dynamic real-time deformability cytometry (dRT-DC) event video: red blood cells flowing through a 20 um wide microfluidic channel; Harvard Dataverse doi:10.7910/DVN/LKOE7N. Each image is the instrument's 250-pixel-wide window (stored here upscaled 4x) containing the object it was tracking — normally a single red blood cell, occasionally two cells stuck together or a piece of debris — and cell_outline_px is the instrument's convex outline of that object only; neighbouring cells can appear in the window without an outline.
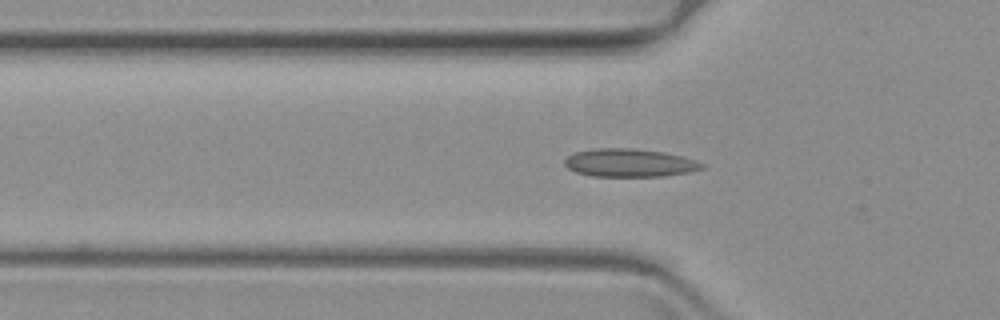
{"species": "common noctule bat (a hibernating species)", "species_latin": "Nyctalus noctula", "temperature_condition": "warm", "stored_images_in_passage": 19, "camera_frame_rate_fps": 3000, "um_per_image_px": 0.085, "animal": {"sex": "female", "body_mass_g": 19.3, "forearm_length_mm": 54.1}, "frame": {"image": 1, "passage_image": 16, "time_ms": 5.0, "image_size_px": [1000, 320], "cell_outline_px": [[704, 168], [688, 172], [664, 176], [592, 176], [576, 172], [568, 168], [564, 164], [564, 160], [568, 156], [576, 152], [596, 148], [628, 148], [664, 152], [696, 160], [704, 164]], "centroid_in_image_um": [53.5, 13.84], "position_along_channel_um": 72.3, "area_um2": 22.31}}